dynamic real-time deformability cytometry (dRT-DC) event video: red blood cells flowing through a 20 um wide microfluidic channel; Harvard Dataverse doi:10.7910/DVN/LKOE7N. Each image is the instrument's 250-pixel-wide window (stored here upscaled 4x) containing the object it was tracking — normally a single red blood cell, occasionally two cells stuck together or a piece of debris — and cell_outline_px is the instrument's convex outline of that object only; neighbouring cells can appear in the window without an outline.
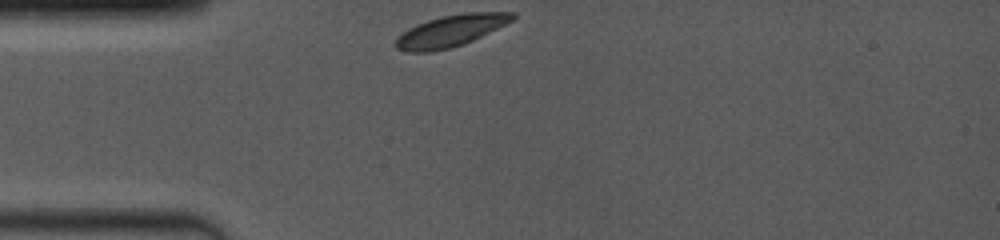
{"species": "common noctule bat (a hibernating species)", "species_latin": "Nyctalus noctula", "temperature_condition": "room temperature", "stored_images_in_passage": 34, "camera_frame_rate_fps": 4000, "um_per_image_px": 0.085, "animal": {"sex": "female", "body_mass_g": 19.0, "forearm_length_mm": 53.3}, "frame": {"image": 1, "passage_image": 1, "time_ms": 0.0, "image_size_px": [1000, 240], "cell_outline_px": [[516, 16], [512, 20], [464, 44], [448, 48], [428, 52], [404, 52], [396, 48], [392, 44], [396, 36], [408, 28], [416, 24], [440, 16], [464, 12], [516, 12]], "centroid_in_image_um": [38.22, 2.62], "position_along_channel_um": 46.8, "area_um2": 21.56}}
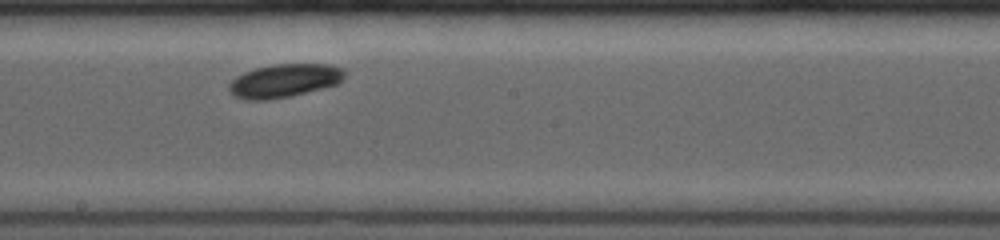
{"frame": {"image": 2, "passage_image": 20, "time_ms": 5.0, "image_size_px": [1000, 240], "cell_outline_px": [[344, 80], [336, 84], [292, 96], [272, 100], [244, 100], [232, 96], [228, 92], [228, 84], [236, 76], [244, 72], [256, 68], [272, 64], [328, 64], [344, 68]], "centroid_in_image_um": [24.12, 6.87], "position_along_channel_um": 224.1, "area_um2": 22.83}}
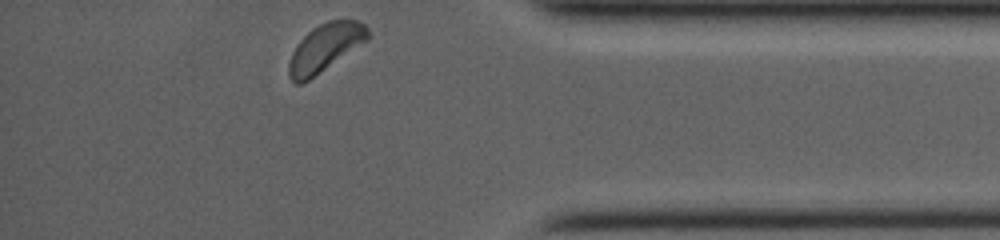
{"frame": {"image": 3, "passage_image": 34, "time_ms": 10.0, "image_size_px": [1000, 240], "cell_outline_px": [[372, 36], [368, 40], [308, 80], [300, 84], [296, 84], [288, 76], [288, 64], [292, 52], [300, 40], [312, 28], [328, 20], [356, 20], [364, 24], [368, 28]], "centroid_in_image_um": [27.65, 4.04], "position_along_channel_um": 407.6, "area_um2": 21.85}, "authors_computed_cell_mechanics": {"area_um2": 22.1663, "velocity_mm_per_s": 3.8735, "shape_relaxation_time_tau1_ms": 1.5832, "shape_relaxation_time_tau2_ms": null, "deformation_change_tau1": 0.072, "deformation_change_tau2": null}}